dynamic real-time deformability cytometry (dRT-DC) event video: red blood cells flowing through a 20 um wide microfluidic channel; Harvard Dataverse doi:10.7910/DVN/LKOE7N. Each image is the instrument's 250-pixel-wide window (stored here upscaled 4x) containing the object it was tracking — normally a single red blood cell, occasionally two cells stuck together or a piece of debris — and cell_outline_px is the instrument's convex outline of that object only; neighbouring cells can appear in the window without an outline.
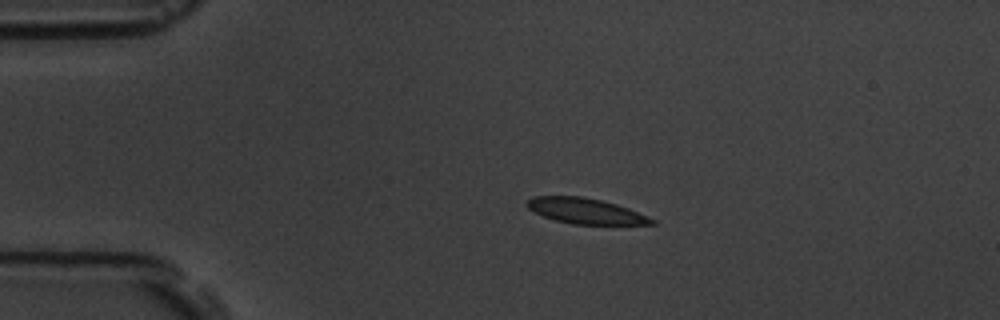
{"species": "common noctule bat (a hibernating species)", "species_latin": "Nyctalus noctula", "temperature_condition": "room temperature", "stored_images_in_passage": 5, "camera_frame_rate_fps": 3000, "um_per_image_px": 0.085, "animal": {"sex": "male", "body_mass_g": 19.5, "forearm_length_mm": 54.6}, "frame": {"image": 1, "passage_image": 1, "time_ms": 0.0, "image_size_px": [1000, 320], "cell_outline_px": [[656, 224], [572, 224], [556, 220], [544, 216], [528, 208], [528, 200], [532, 196], [580, 196], [600, 200], [616, 204], [628, 208], [656, 220]], "centroid_in_image_um": [49.79, 17.93], "position_along_channel_um": 35.2, "area_um2": 18.21}}
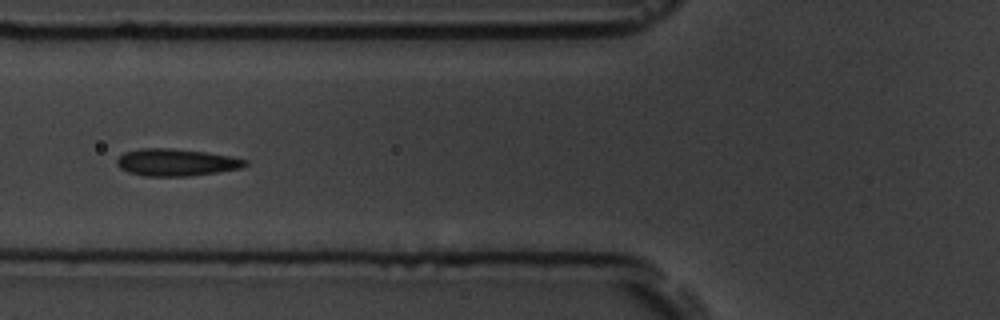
{"frame": {"image": 2, "passage_image": 4, "time_ms": 3.333, "image_size_px": [1000, 320], "cell_outline_px": [[248, 164], [240, 168], [216, 172], [188, 176], [144, 176], [128, 172], [120, 168], [116, 164], [116, 160], [124, 152], [140, 148], [168, 148], [204, 152], [228, 156], [248, 160]], "centroid_in_image_um": [14.93, 13.8], "position_along_channel_um": 110.9, "area_um2": 20.11}}
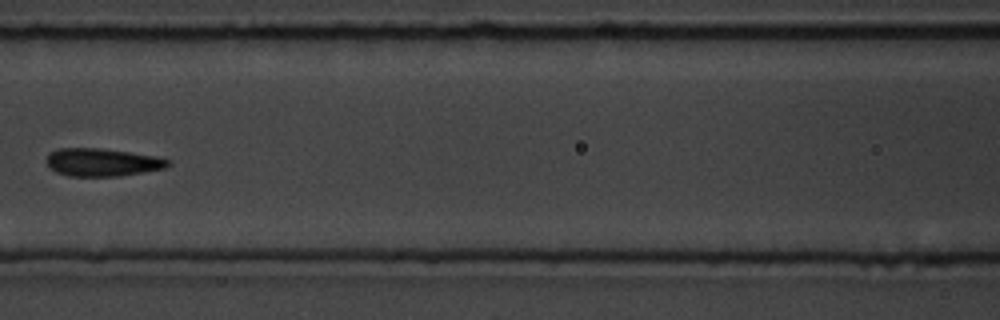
{"frame": {"image": 3, "passage_image": 5, "time_ms": 4.667, "image_size_px": [1000, 320], "cell_outline_px": [[172, 164], [164, 168], [120, 176], [68, 176], [56, 172], [48, 164], [48, 152], [60, 148], [100, 148], [128, 152], [152, 156], [168, 160]], "centroid_in_image_um": [8.66, 13.79], "position_along_channel_um": 157.9, "area_um2": 19.42}}